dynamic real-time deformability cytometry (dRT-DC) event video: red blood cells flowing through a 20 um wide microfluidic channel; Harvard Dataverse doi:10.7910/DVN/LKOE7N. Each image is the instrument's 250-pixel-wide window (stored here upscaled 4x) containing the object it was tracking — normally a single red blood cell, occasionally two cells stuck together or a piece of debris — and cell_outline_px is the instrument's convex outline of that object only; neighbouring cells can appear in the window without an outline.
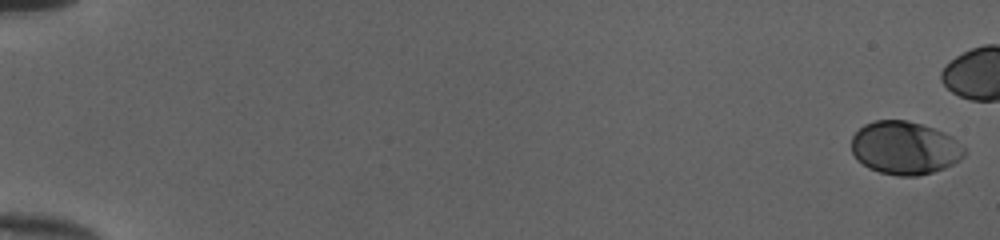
{"species": "human", "species_latin": "Homo sapiens", "temperature_condition": "cold", "stored_images_in_passage": 29, "camera_frame_rate_fps": 3000, "um_per_image_px": 0.085, "donor": {"sex": "female"}, "frame": {"image": 1, "passage_image": 1, "time_ms": 0.0, "image_size_px": [1000, 240], "cell_outline_px": [[964, 156], [960, 160], [944, 168], [932, 172], [916, 176], [896, 176], [880, 172], [868, 168], [856, 160], [852, 152], [852, 136], [864, 124], [876, 120], [908, 120], [944, 132], [952, 136], [964, 148]], "centroid_in_image_um": [76.88, 12.58], "position_along_channel_um": 8.1, "area_um2": 34.97}}
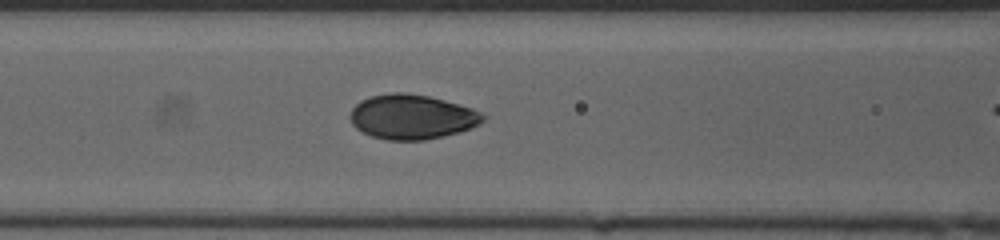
{"frame": {"image": 2, "passage_image": 25, "time_ms": 8.0, "image_size_px": [1000, 240], "cell_outline_px": [[488, 116], [480, 124], [460, 132], [424, 140], [388, 140], [372, 136], [356, 128], [352, 124], [348, 116], [352, 108], [360, 100], [372, 96], [392, 92], [404, 92], [428, 96], [444, 100], [472, 108]], "centroid_in_image_um": [35.01, 9.93], "position_along_channel_um": 131.6, "area_um2": 34.62}}